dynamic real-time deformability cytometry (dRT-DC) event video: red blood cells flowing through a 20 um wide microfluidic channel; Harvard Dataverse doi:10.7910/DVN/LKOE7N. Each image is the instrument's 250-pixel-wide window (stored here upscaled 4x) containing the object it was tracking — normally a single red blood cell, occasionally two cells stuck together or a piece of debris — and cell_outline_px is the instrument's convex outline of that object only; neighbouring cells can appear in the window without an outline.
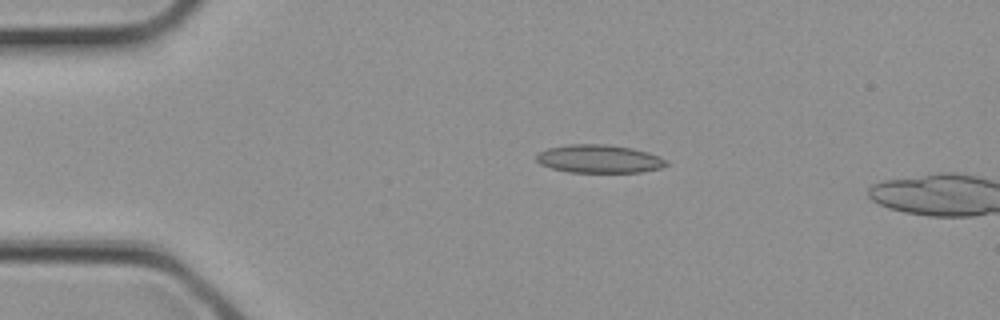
{"species": "common noctule bat (a hibernating species)", "species_latin": "Nyctalus noctula", "temperature_condition": "cold", "stored_images_in_passage": 3, "camera_frame_rate_fps": 3000, "um_per_image_px": 0.085, "animal": {"sex": "female", "body_mass_g": 21.9}, "frame": {"image": 1, "passage_image": 2, "time_ms": 0.333, "image_size_px": [1000, 320], "cell_outline_px": [[668, 164], [660, 168], [640, 172], [568, 172], [552, 168], [540, 164], [536, 160], [536, 156], [540, 152], [548, 148], [568, 144], [608, 144], [632, 148], [648, 152], [668, 160]], "centroid_in_image_um": [50.93, 13.5], "position_along_channel_um": 34.1, "area_um2": 21.33}}